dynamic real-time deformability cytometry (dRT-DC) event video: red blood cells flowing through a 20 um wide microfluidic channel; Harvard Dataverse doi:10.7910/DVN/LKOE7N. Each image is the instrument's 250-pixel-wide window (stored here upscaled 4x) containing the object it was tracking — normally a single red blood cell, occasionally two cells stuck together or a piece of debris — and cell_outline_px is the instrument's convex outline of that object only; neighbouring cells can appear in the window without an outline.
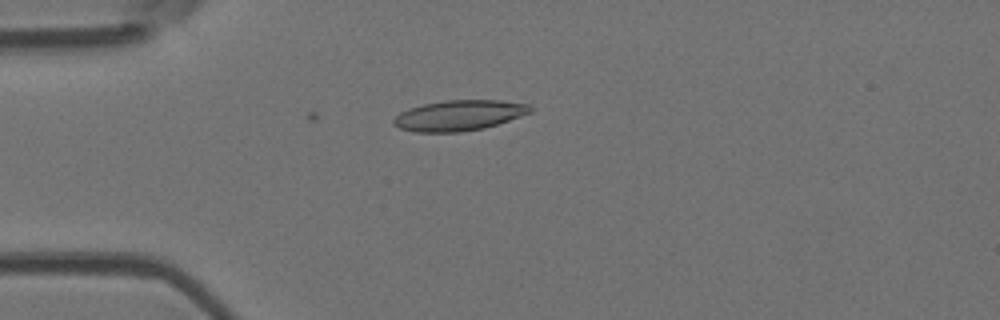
{"species": "Egyptian fruit bat (a non-hibernating species)", "species_latin": "Rousettus aegyptiacus", "temperature_condition": "room temperature", "stored_images_in_passage": 6, "camera_frame_rate_fps": 3000, "um_per_image_px": 0.085, "animal": {"sex": "female"}, "frame": {"image": 1, "passage_image": 6, "time_ms": 6.0, "image_size_px": [1000, 320], "cell_outline_px": [[532, 112], [484, 128], [460, 132], [416, 132], [400, 128], [392, 124], [392, 120], [400, 112], [424, 104], [444, 100], [500, 100], [528, 104], [532, 108]], "centroid_in_image_um": [39.01, 9.81], "position_along_channel_um": 46.0, "area_um2": 24.1}}